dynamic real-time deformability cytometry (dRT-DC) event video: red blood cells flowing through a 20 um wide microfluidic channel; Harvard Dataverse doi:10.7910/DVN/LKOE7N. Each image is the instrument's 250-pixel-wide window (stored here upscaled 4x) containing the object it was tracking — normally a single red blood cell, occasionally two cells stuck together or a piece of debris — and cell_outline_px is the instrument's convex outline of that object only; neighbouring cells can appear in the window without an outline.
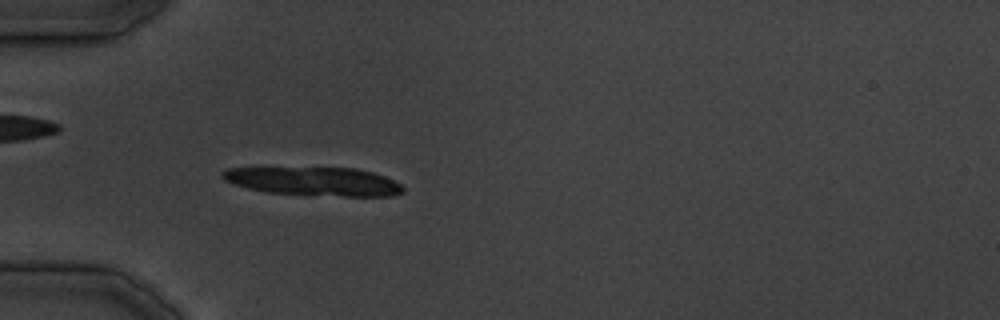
{"species": "common noctule bat (a hibernating species)", "species_latin": "Nyctalus noctula", "temperature_condition": "cold", "stored_images_in_passage": 9, "camera_frame_rate_fps": 3000, "um_per_image_px": 0.085, "animal": {"sex": "male", "body_mass_g": 19.5, "forearm_length_mm": 54.6}, "frame": {"image": 1, "passage_image": 4, "time_ms": 3.333, "image_size_px": [1000, 320], "cell_outline_px": [[404, 192], [392, 196], [344, 196], [264, 192], [248, 188], [224, 180], [220, 176], [220, 172], [228, 168], [260, 164], [356, 168], [372, 172], [384, 176], [400, 184], [404, 188]], "centroid_in_image_um": [26.53, 15.34], "position_along_channel_um": 58.5, "area_um2": 31.67}}